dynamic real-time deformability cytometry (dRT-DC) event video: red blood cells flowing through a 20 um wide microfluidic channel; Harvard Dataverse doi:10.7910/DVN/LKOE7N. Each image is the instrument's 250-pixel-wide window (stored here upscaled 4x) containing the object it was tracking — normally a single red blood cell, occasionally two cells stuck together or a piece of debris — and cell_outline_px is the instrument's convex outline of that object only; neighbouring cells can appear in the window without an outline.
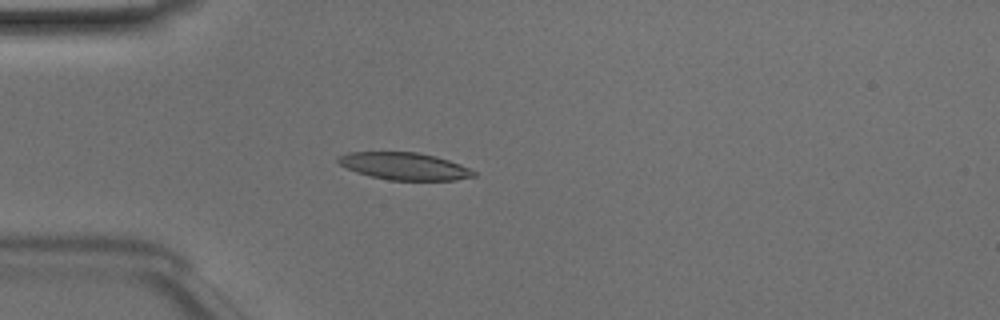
{"species": "Egyptian fruit bat (a non-hibernating species)", "species_latin": "Rousettus aegyptiacus", "temperature_condition": "room temperature", "stored_images_in_passage": 45, "camera_frame_rate_fps": 3000, "um_per_image_px": 0.085, "animal": {"sex": "male"}, "frame": {"image": 1, "passage_image": 9, "time_ms": 2.667, "image_size_px": [1000, 320], "cell_outline_px": [[476, 176], [456, 180], [388, 180], [356, 172], [340, 164], [336, 160], [336, 156], [348, 152], [416, 152], [436, 156], [460, 164], [476, 172]], "centroid_in_image_um": [34.36, 14.12], "position_along_channel_um": 50.6, "area_um2": 21.5}}
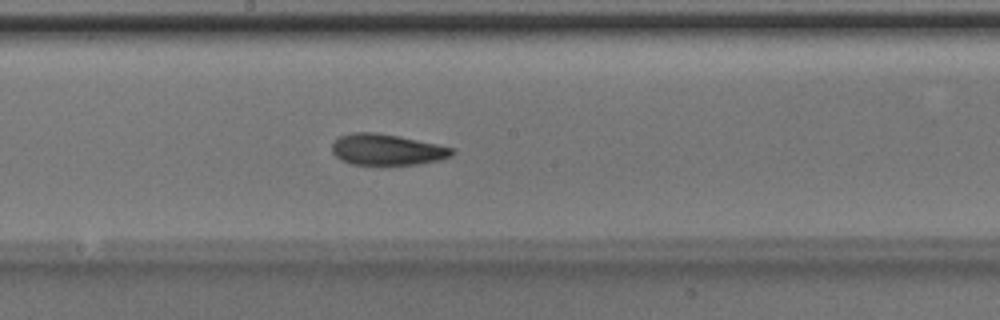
{"frame": {"image": 2, "passage_image": 22, "time_ms": 7.0, "image_size_px": [1000, 320], "cell_outline_px": [[456, 152], [452, 156], [440, 160], [420, 164], [352, 164], [340, 160], [332, 152], [332, 144], [340, 136], [352, 132], [376, 132], [456, 148]], "centroid_in_image_um": [32.91, 12.72], "position_along_channel_um": 215.3, "area_um2": 21.68}}
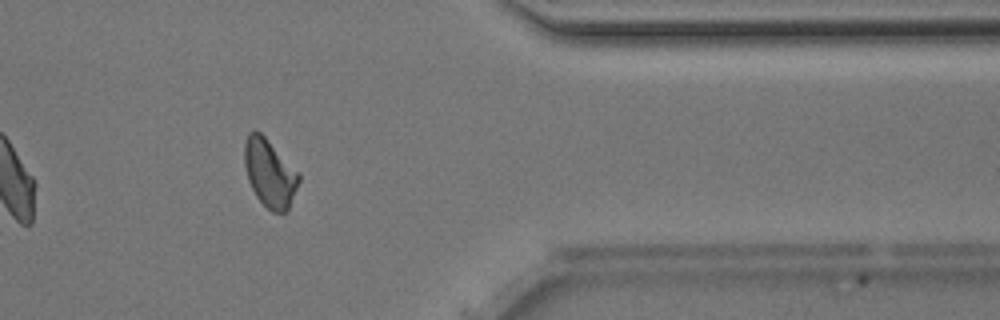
{"frame": {"image": 3, "passage_image": 36, "time_ms": 11.667, "image_size_px": [1000, 320], "cell_outline_px": [[300, 180], [288, 208], [284, 212], [272, 212], [256, 196], [248, 180], [244, 164], [244, 144], [248, 132], [260, 132], [264, 136], [300, 176]], "centroid_in_image_um": [22.88, 14.72], "position_along_channel_um": 388.5, "area_um2": 20.81}, "authors_computed_cell_mechanics": {"area_um2": 21.675, "velocity_mm_per_s": 4.075, "shape_relaxation_time_tau1_ms": 2.7902, "shape_relaxation_time_tau2_ms": 2.1357, "deformation_change_tau1": 0.1351, "deformation_change_tau2": 0.0911}}